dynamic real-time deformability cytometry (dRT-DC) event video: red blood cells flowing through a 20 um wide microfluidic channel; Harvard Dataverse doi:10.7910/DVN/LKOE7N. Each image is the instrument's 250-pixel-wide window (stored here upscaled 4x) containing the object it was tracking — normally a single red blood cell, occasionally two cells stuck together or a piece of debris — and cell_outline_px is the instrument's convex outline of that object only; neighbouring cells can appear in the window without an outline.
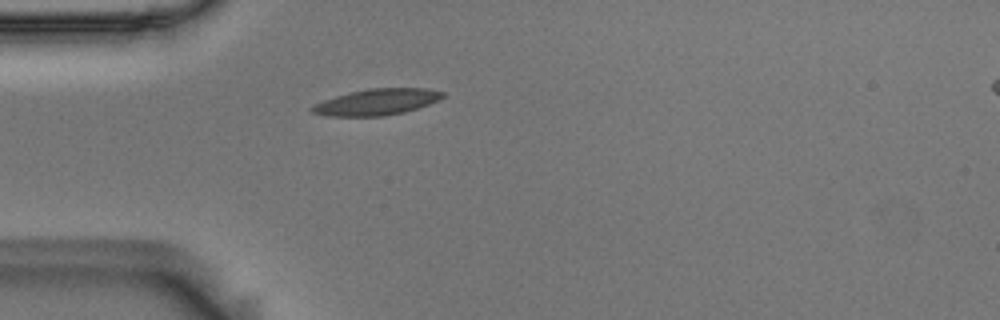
{"species": "Egyptian fruit bat (a non-hibernating species)", "species_latin": "Rousettus aegyptiacus", "temperature_condition": "room temperature", "stored_images_in_passage": 1, "camera_frame_rate_fps": 3000, "um_per_image_px": 0.085, "animal": {"sex": "male"}, "frame": {"image": 1, "passage_image": 1, "time_ms": 0.0, "image_size_px": [1000, 320], "cell_outline_px": [[444, 96], [440, 100], [404, 112], [384, 116], [332, 116], [312, 112], [308, 108], [324, 100], [336, 96], [368, 88], [428, 88], [444, 92]], "centroid_in_image_um": [32.06, 8.66], "position_along_channel_um": 52.9, "area_um2": 19.77}}